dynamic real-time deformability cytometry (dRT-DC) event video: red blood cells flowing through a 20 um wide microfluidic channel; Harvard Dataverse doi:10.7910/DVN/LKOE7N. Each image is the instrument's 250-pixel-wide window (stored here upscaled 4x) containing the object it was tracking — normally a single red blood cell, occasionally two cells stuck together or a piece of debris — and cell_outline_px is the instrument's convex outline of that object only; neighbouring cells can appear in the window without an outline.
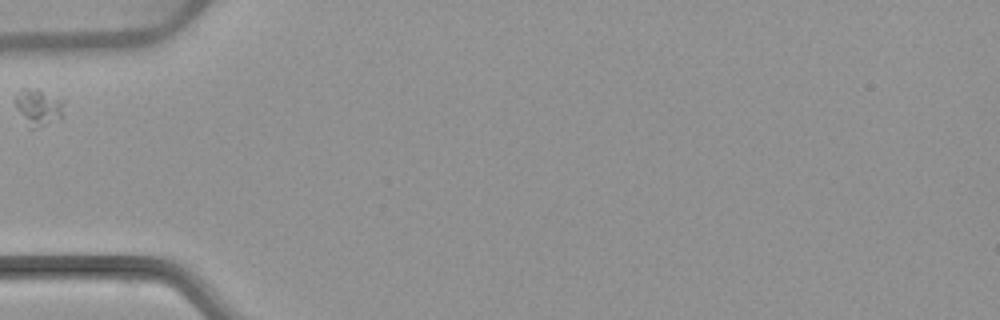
{"species": "common noctule bat (a hibernating species)", "species_latin": "Nyctalus noctula", "temperature_condition": "warm", "stored_images_in_passage": 3, "camera_frame_rate_fps": 3000, "um_per_image_px": 0.085, "animal": {"sex": "female", "body_mass_g": 22.7, "forearm_length_mm": 54.2}, "frame": {"image": 1, "passage_image": 1, "time_ms": 0.0, "image_size_px": [1000, 320], "cell_outline_px": [[64, 116], [36, 128], [28, 128], [16, 104], [16, 96], [20, 88], [36, 88], [64, 100]], "centroid_in_image_um": [3.3, 9.09], "position_along_channel_um": 81.7, "area_um2": 10.29}}
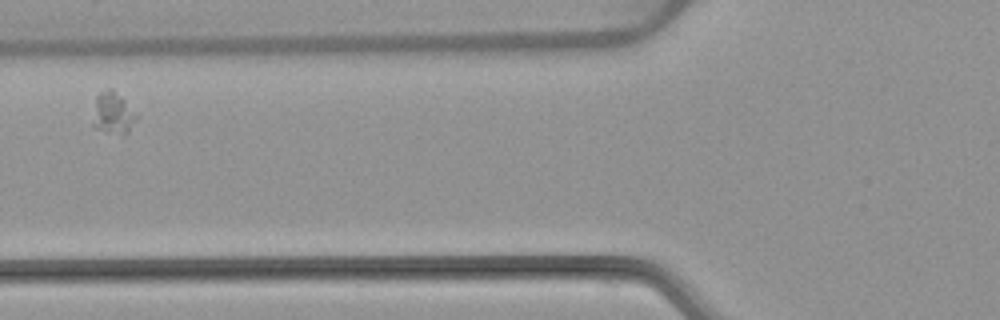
{"frame": {"image": 2, "passage_image": 2, "time_ms": 1.0, "image_size_px": [1000, 320], "cell_outline_px": [[140, 116], [128, 132], [124, 136], [92, 128], [92, 124], [96, 96], [100, 92], [108, 88], [112, 88]], "centroid_in_image_um": [9.62, 9.65], "position_along_channel_um": 116.2, "area_um2": 10.87}}
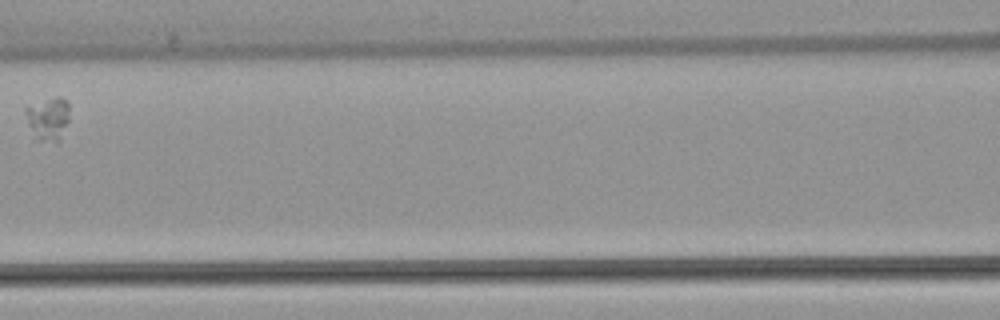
{"frame": {"image": 3, "passage_image": 3, "time_ms": 2.333, "image_size_px": [1000, 320], "cell_outline_px": [[68, 120], [60, 140], [36, 140], [28, 124], [24, 112], [24, 108], [56, 96], [60, 96], [68, 100]], "centroid_in_image_um": [4.08, 10.06], "position_along_channel_um": 162.5, "area_um2": 10.81}}